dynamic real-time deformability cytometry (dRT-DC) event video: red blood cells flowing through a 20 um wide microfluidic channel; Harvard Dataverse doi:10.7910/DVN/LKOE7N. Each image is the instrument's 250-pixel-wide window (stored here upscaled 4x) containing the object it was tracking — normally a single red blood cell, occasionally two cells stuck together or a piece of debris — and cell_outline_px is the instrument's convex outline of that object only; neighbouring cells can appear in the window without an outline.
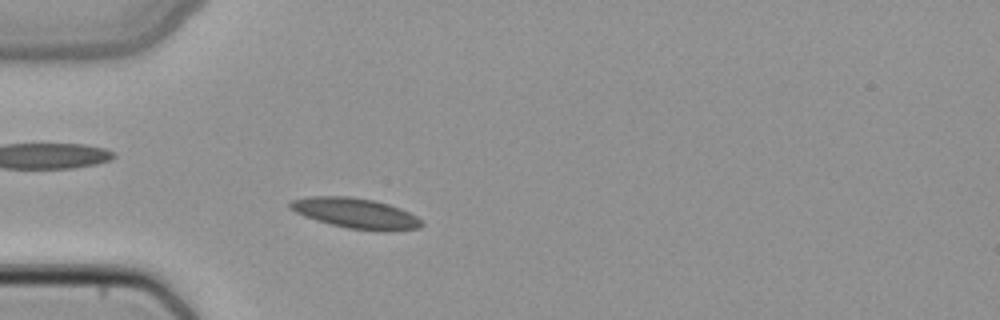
{"species": "common noctule bat (a hibernating species)", "species_latin": "Nyctalus noctula", "temperature_condition": "cold", "stored_images_in_passage": 38, "camera_frame_rate_fps": 3000, "um_per_image_px": 0.085, "animal": {"sex": "female", "body_mass_g": 22.7, "forearm_length_mm": 54.2}, "frame": {"image": 1, "passage_image": 3, "time_ms": 0.667, "image_size_px": [1000, 320], "cell_outline_px": [[424, 224], [420, 228], [384, 232], [380, 232], [348, 228], [316, 220], [304, 216], [288, 208], [288, 204], [292, 200], [308, 196], [352, 196], [372, 200], [388, 204], [400, 208], [416, 216]], "centroid_in_image_um": [30.23, 18.13], "position_along_channel_um": 54.8, "area_um2": 23.35}}
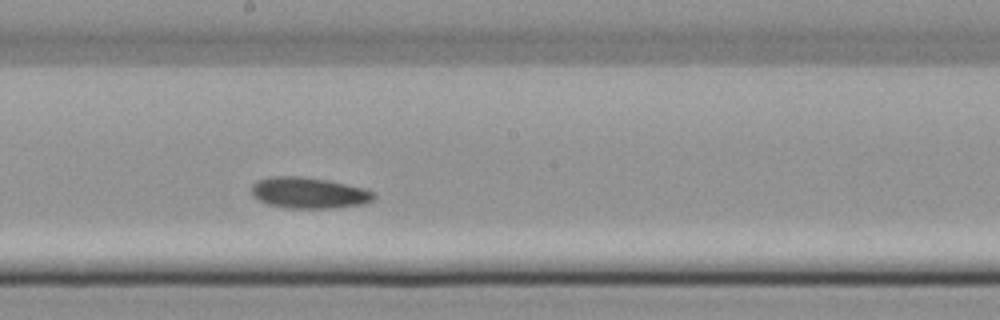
{"frame": {"image": 2, "passage_image": 16, "time_ms": 5.0, "image_size_px": [1000, 320], "cell_outline_px": [[376, 196], [372, 200], [364, 204], [332, 208], [284, 208], [268, 204], [252, 196], [252, 184], [256, 180], [268, 176], [304, 176], [328, 180], [364, 188], [372, 192]], "centroid_in_image_um": [26.22, 16.38], "position_along_channel_um": 222.0, "area_um2": 22.31}}
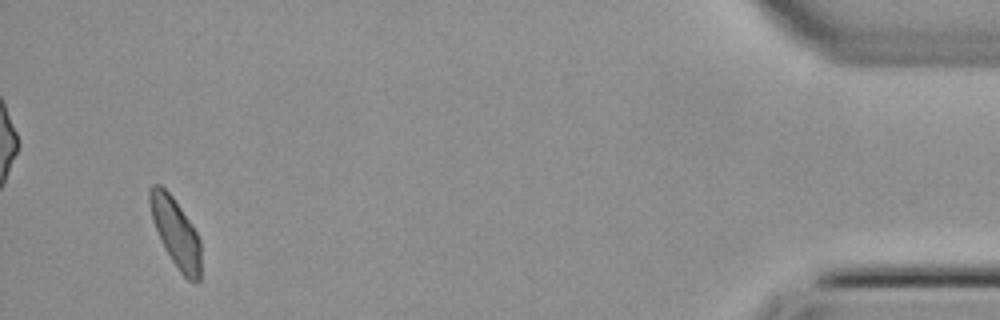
{"frame": {"image": 3, "passage_image": 36, "time_ms": 11.667, "image_size_px": [1000, 320], "cell_outline_px": [[200, 280], [188, 280], [180, 272], [164, 248], [160, 240], [152, 220], [148, 200], [148, 188], [152, 184], [160, 184], [172, 196], [196, 232], [200, 240]], "centroid_in_image_um": [14.89, 19.73], "position_along_channel_um": 420.3, "area_um2": 20.29}}